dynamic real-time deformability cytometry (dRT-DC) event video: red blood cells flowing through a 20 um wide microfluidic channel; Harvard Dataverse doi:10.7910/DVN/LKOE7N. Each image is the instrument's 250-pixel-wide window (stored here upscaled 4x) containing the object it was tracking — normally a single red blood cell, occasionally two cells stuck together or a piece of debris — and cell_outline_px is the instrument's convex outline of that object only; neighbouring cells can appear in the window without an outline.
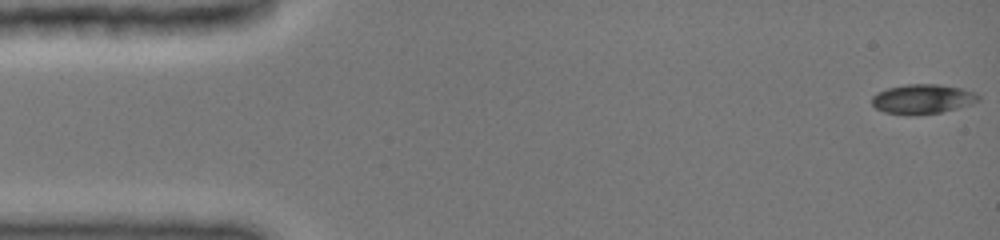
{"species": "common noctule bat (a hibernating species)", "species_latin": "Nyctalus noctula", "temperature_condition": "cold", "stored_images_in_passage": 26, "camera_frame_rate_fps": 3000, "um_per_image_px": 0.085, "animal": {"sex": "female", "body_mass_g": 19.0, "forearm_length_mm": 51.5}, "frame": {"image": 1, "passage_image": 1, "time_ms": 0.0, "image_size_px": [1000, 240], "cell_outline_px": [[980, 100], [972, 104], [940, 112], [916, 116], [908, 116], [884, 112], [876, 108], [872, 104], [872, 96], [876, 92], [888, 88], [908, 84], [936, 84], [960, 88], [972, 92], [980, 96]], "centroid_in_image_um": [78.38, 8.43], "position_along_channel_um": 6.6, "area_um2": 18.44}}
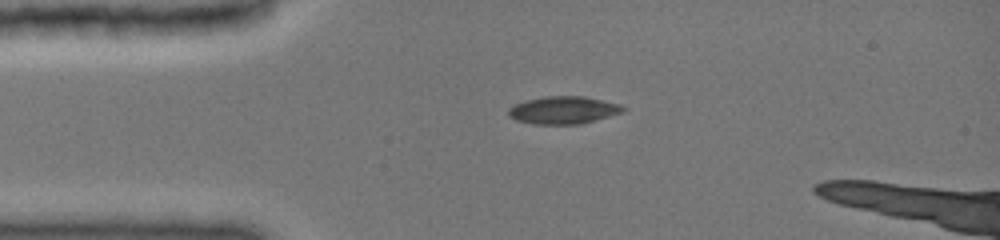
{"frame": {"image": 2, "passage_image": 15, "time_ms": 3.333, "image_size_px": [1000, 240], "cell_outline_px": [[628, 108], [624, 112], [580, 124], [532, 124], [516, 120], [508, 116], [508, 108], [516, 104], [528, 100], [548, 96], [580, 96], [620, 104]], "centroid_in_image_um": [47.89, 9.37], "position_along_channel_um": 37.1, "area_um2": 18.26}}
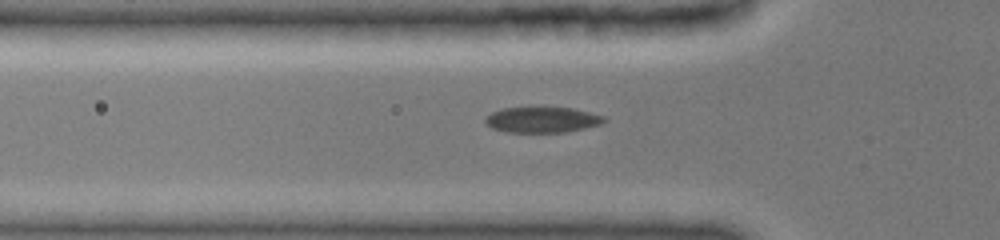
{"frame": {"image": 3, "passage_image": 23, "time_ms": 5.0, "image_size_px": [1000, 240], "cell_outline_px": [[608, 120], [600, 124], [584, 128], [564, 132], [508, 132], [492, 128], [484, 120], [492, 112], [504, 108], [572, 108], [604, 116]], "centroid_in_image_um": [46.11, 10.18], "position_along_channel_um": 79.7, "area_um2": 17.4}}